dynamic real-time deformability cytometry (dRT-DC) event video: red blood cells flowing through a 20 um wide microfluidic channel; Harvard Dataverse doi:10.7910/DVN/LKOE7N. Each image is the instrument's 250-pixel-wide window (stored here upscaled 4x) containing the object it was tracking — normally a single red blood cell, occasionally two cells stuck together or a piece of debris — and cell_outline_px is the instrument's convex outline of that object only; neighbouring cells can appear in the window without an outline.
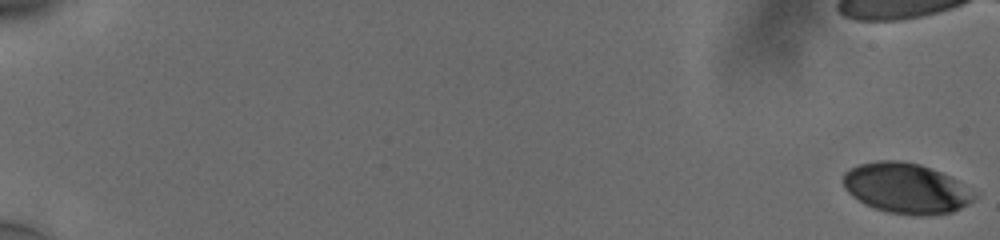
{"species": "human", "species_latin": "Homo sapiens", "temperature_condition": "cold", "stored_images_in_passage": 50, "camera_frame_rate_fps": 3000, "um_per_image_px": 0.085, "donor": {"sex": "male"}, "frame": {"image": 1, "passage_image": 1, "time_ms": 0.0, "image_size_px": [1000, 240], "cell_outline_px": [[980, 196], [968, 204], [952, 212], [928, 216], [912, 216], [888, 212], [864, 204], [852, 196], [844, 188], [844, 172], [860, 164], [876, 160], [900, 160], [920, 164], [940, 172], [980, 192]], "centroid_in_image_um": [77.08, 16.02], "position_along_channel_um": 7.9, "area_um2": 38.9}}